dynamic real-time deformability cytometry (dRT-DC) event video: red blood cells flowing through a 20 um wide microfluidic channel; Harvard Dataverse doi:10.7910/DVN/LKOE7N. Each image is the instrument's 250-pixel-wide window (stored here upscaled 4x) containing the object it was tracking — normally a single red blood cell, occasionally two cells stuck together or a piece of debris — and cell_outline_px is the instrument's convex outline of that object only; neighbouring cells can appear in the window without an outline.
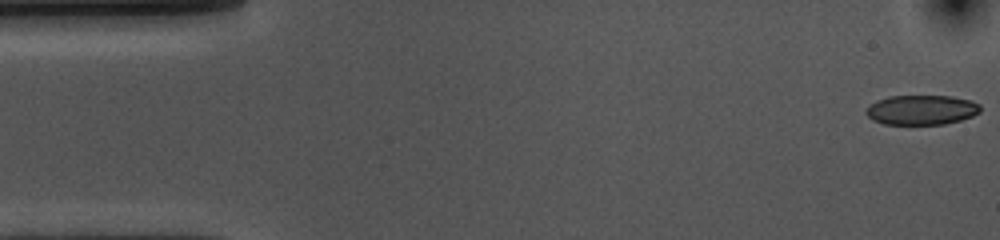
{"species": "common noctule bat (a hibernating species)", "species_latin": "Nyctalus noctula", "temperature_condition": "cold", "stored_images_in_passage": 54, "camera_frame_rate_fps": 3000, "um_per_image_px": 0.085, "animal": {"sex": "female", "body_mass_g": 10.0, "forearm_length_mm": 53.1}, "frame": {"image": 1, "passage_image": 1, "time_ms": 0.0, "image_size_px": [1000, 240], "cell_outline_px": [[980, 112], [972, 116], [960, 120], [944, 124], [884, 124], [872, 120], [864, 112], [864, 108], [876, 100], [888, 96], [952, 96], [972, 100], [980, 104]], "centroid_in_image_um": [78.3, 9.33], "position_along_channel_um": 6.7, "area_um2": 20.0}}
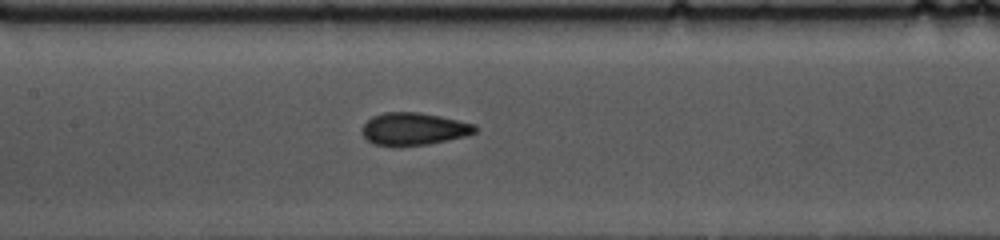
{"frame": {"image": 2, "passage_image": 24, "time_ms": 7.667, "image_size_px": [1000, 240], "cell_outline_px": [[480, 128], [476, 132], [464, 136], [448, 140], [428, 144], [376, 144], [368, 140], [364, 136], [360, 128], [372, 116], [384, 112], [416, 112], [440, 116], [476, 124]], "centroid_in_image_um": [35.21, 10.92], "position_along_channel_um": 172.2, "area_um2": 20.98}}
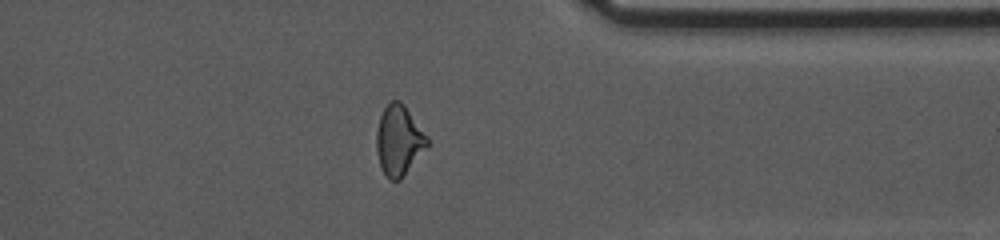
{"frame": {"image": 3, "passage_image": 42, "time_ms": 13.667, "image_size_px": [1000, 240], "cell_outline_px": [[428, 144], [400, 180], [392, 180], [380, 168], [376, 148], [376, 132], [380, 116], [384, 108], [392, 100], [400, 100], [404, 104], [428, 136]], "centroid_in_image_um": [33.89, 11.9], "position_along_channel_um": 377.5, "area_um2": 20.46}, "authors_computed_cell_mechanics": {"area_um2": 21.1837, "velocity_mm_per_s": 3.6179, "shape_relaxation_time_tau1_ms": 4.5908, "shape_relaxation_time_tau2_ms": 1.8798, "deformation_change_tau1": 0.1197, "deformation_change_tau2": 0.0595}}